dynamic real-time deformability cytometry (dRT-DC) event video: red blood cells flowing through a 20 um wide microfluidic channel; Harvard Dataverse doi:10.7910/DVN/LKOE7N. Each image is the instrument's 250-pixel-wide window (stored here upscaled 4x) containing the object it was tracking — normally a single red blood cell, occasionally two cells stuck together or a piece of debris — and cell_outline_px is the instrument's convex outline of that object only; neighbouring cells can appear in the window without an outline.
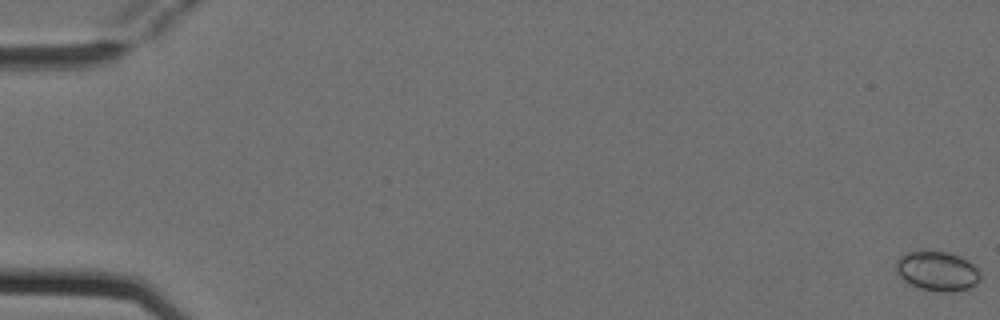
{"species": "Egyptian fruit bat (a non-hibernating species)", "species_latin": "Rousettus aegyptiacus", "temperature_condition": "cold", "stored_images_in_passage": 6, "camera_frame_rate_fps": 3000, "um_per_image_px": 0.085, "animal": {"sex": "female"}, "frame": {"image": 1, "passage_image": 1, "time_ms": 0.0, "image_size_px": [1000, 320], "cell_outline_px": [[980, 280], [972, 288], [952, 292], [944, 292], [920, 288], [908, 284], [896, 272], [896, 260], [904, 252], [916, 248], [920, 248], [948, 252], [960, 256], [972, 264], [980, 272]], "centroid_in_image_um": [79.63, 23.0], "position_along_channel_um": 5.4, "area_um2": 20.11}}
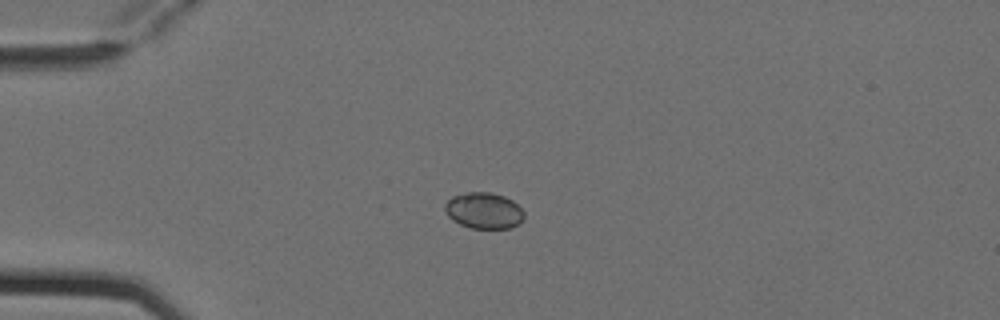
{"frame": {"image": 2, "passage_image": 5, "time_ms": 1.333, "image_size_px": [1000, 320], "cell_outline_px": [[524, 216], [520, 224], [508, 228], [472, 228], [460, 224], [452, 220], [448, 216], [444, 208], [444, 204], [452, 196], [468, 192], [492, 192], [504, 196], [512, 200], [524, 212]], "centroid_in_image_um": [41.12, 17.89], "position_along_channel_um": 43.9, "area_um2": 16.7}}